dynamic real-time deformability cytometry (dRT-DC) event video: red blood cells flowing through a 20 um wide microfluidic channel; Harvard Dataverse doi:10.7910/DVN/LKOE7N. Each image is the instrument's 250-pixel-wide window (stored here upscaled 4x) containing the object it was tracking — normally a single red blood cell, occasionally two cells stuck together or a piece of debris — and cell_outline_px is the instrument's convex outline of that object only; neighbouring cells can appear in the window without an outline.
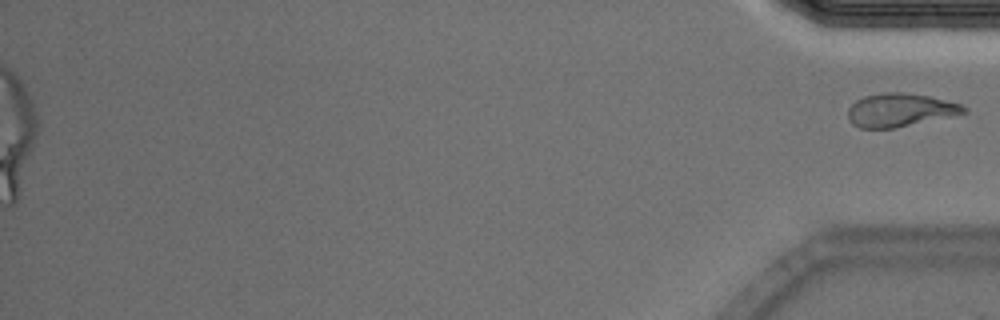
{"species": "Egyptian fruit bat (a non-hibernating species)", "species_latin": "Rousettus aegyptiacus", "temperature_condition": "cold", "stored_images_in_passage": 14, "camera_frame_rate_fps": 3000, "um_per_image_px": 0.085, "animal": {"sex": "male"}, "frame": {"image": 1, "passage_image": 14, "time_ms": 4.333, "image_size_px": [1000, 320], "cell_outline_px": [[968, 112], [896, 128], [860, 128], [852, 124], [848, 120], [848, 108], [856, 100], [864, 96], [884, 92], [904, 92], [928, 96], [960, 104], [968, 108]], "centroid_in_image_um": [76.47, 9.35], "position_along_channel_um": 358.7, "area_um2": 22.43}}